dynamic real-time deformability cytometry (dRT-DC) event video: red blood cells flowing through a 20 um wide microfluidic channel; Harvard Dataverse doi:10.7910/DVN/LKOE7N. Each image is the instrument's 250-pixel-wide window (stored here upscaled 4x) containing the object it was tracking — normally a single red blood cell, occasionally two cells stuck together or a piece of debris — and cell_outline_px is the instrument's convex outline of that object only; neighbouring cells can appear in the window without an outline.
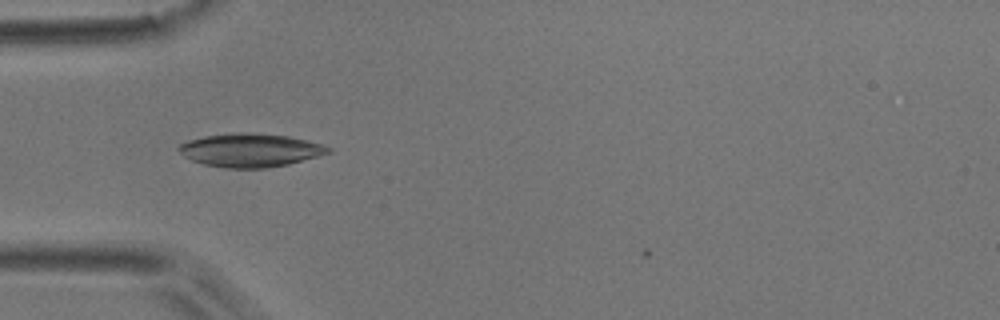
{"species": "common noctule bat (a hibernating species)", "species_latin": "Nyctalus noctula", "temperature_condition": "room temperature", "stored_images_in_passage": 33, "camera_frame_rate_fps": 3000, "um_per_image_px": 0.085, "animal": {"sex": "male", "body_mass_g": 17.9}, "frame": {"image": 1, "passage_image": 1, "time_ms": 0.0, "image_size_px": [1000, 320], "cell_outline_px": [[332, 152], [320, 156], [288, 164], [264, 168], [224, 168], [204, 164], [192, 160], [184, 156], [176, 148], [180, 144], [188, 140], [204, 136], [232, 132], [252, 132], [288, 136], [308, 140], [324, 144], [332, 148]], "centroid_in_image_um": [21.3, 12.75], "position_along_channel_um": 63.7, "area_um2": 29.42}}
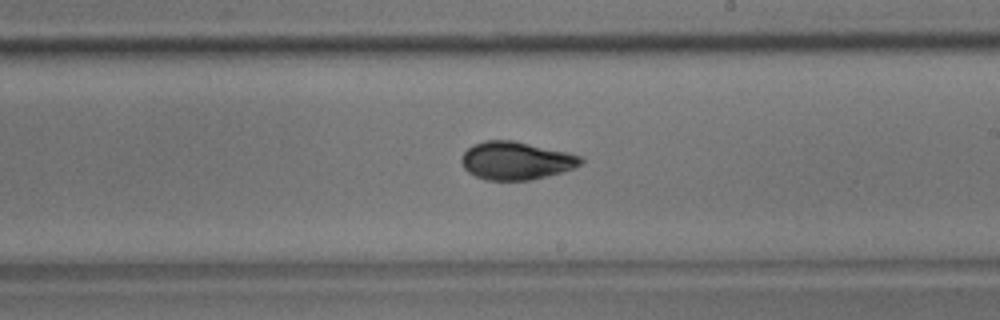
{"frame": {"image": 2, "passage_image": 15, "time_ms": 4.667, "image_size_px": [1000, 320], "cell_outline_px": [[584, 160], [580, 164], [572, 168], [560, 172], [532, 180], [484, 180], [468, 172], [464, 168], [460, 160], [464, 152], [472, 144], [484, 140], [512, 140], [568, 152], [584, 156]], "centroid_in_image_um": [43.84, 13.65], "position_along_channel_um": 245.2, "area_um2": 26.47}}
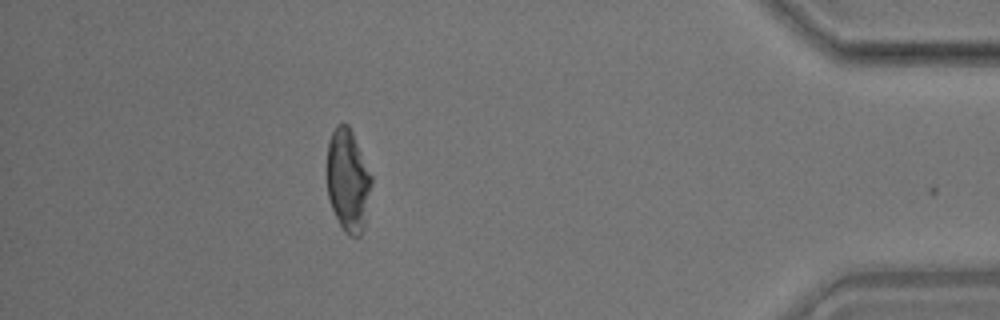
{"frame": {"image": 3, "passage_image": 31, "time_ms": 10.0, "image_size_px": [1000, 320], "cell_outline_px": [[372, 184], [364, 228], [360, 236], [348, 236], [344, 232], [332, 208], [328, 196], [328, 140], [336, 124], [348, 124], [352, 132], [372, 176]], "centroid_in_image_um": [29.59, 15.36], "position_along_channel_um": 405.6, "area_um2": 26.41}, "authors_computed_cell_mechanics": {"area_um2": 26.588, "velocity_mm_per_s": 3.9088, "shape_relaxation_time_tau1_ms": 4.5356, "shape_relaxation_time_tau2_ms": null, "deformation_change_tau1": 0.1798, "deformation_change_tau2": null}}